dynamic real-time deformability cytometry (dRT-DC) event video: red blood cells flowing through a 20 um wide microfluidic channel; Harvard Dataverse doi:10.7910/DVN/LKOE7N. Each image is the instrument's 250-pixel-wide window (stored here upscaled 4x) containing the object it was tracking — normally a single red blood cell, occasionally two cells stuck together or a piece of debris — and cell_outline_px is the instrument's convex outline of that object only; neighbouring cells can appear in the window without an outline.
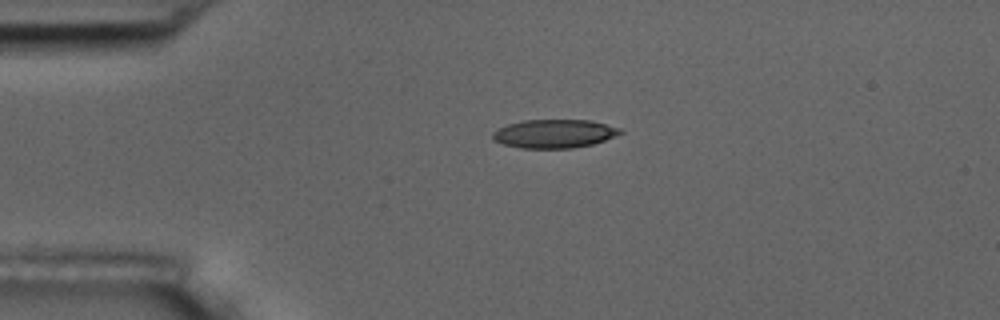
{"species": "common noctule bat (a hibernating species)", "species_latin": "Nyctalus noctula", "temperature_condition": "room temperature", "stored_images_in_passage": 44, "camera_frame_rate_fps": 3000, "um_per_image_px": 0.085, "animal": {"sex": "male", "body_mass_g": 17.5, "forearm_length_mm": 52.3}, "frame": {"image": 1, "passage_image": 1, "time_ms": 0.0, "image_size_px": [1000, 320], "cell_outline_px": [[624, 132], [616, 136], [592, 144], [572, 148], [520, 148], [504, 144], [492, 140], [492, 132], [496, 128], [508, 124], [524, 120], [588, 120], [620, 128]], "centroid_in_image_um": [47.07, 11.36], "position_along_channel_um": 37.9, "area_um2": 21.21}}
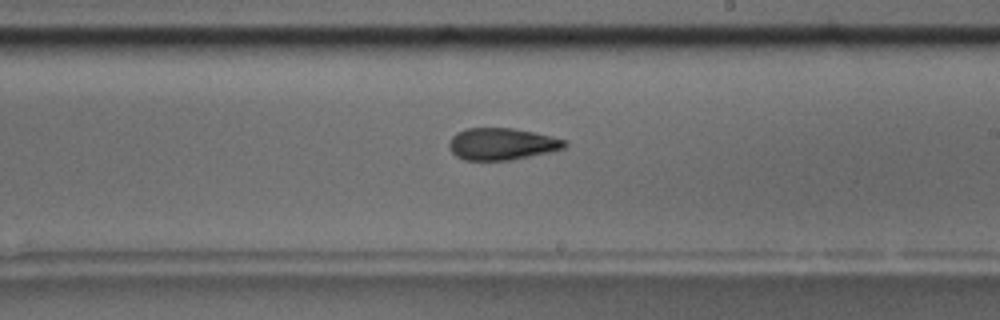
{"frame": {"image": 2, "passage_image": 21, "time_ms": 6.667, "image_size_px": [1000, 320], "cell_outline_px": [[568, 144], [564, 148], [552, 152], [512, 160], [464, 160], [456, 156], [452, 152], [448, 144], [452, 136], [456, 132], [468, 128], [512, 128], [552, 136], [568, 140]], "centroid_in_image_um": [42.69, 12.24], "position_along_channel_um": 246.3, "area_um2": 21.68}}
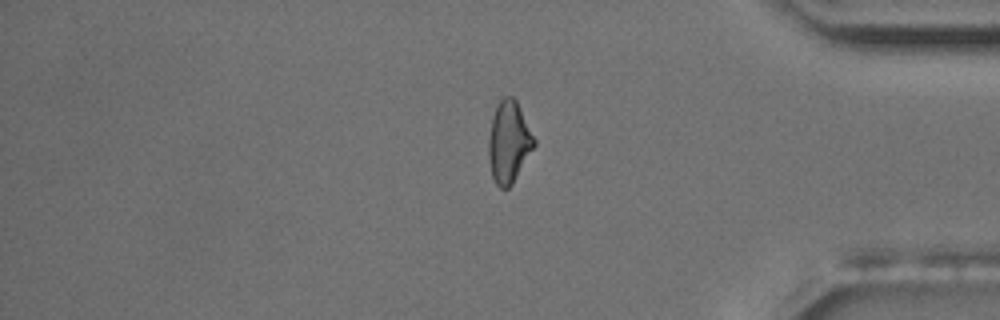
{"frame": {"image": 3, "passage_image": 35, "time_ms": 11.333, "image_size_px": [1000, 320], "cell_outline_px": [[536, 144], [512, 184], [508, 188], [500, 188], [496, 184], [492, 176], [488, 156], [488, 140], [492, 116], [500, 100], [504, 96], [512, 96], [516, 100], [536, 140]], "centroid_in_image_um": [43.24, 12.07], "position_along_channel_um": 392.0, "area_um2": 21.56}, "authors_computed_cell_mechanics": {"area_um2": 21.7617, "velocity_mm_per_s": 3.6165, "shape_relaxation_time_tau1_ms": 3.4547, "shape_relaxation_time_tau2_ms": 3.3693, "deformation_change_tau1": 0.1512, "deformation_change_tau2": 0.1252}}